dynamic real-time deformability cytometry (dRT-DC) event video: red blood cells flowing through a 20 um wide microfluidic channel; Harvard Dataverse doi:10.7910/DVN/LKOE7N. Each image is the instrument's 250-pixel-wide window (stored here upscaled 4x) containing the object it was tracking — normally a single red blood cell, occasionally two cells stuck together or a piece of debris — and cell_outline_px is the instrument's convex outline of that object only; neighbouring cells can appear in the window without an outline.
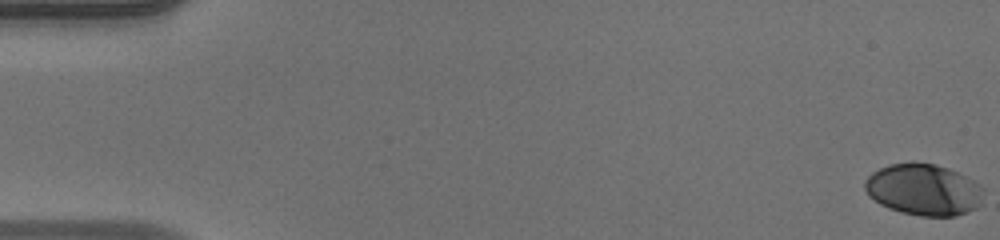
{"species": "human", "species_latin": "Homo sapiens", "temperature_condition": "warm", "stored_images_in_passage": 52, "camera_frame_rate_fps": 3000, "um_per_image_px": 0.085, "donor": {"sex": "male"}, "frame": {"image": 1, "passage_image": 1, "time_ms": 0.0, "image_size_px": [1000, 240], "cell_outline_px": [[984, 188], [980, 204], [976, 208], [968, 212], [956, 216], [920, 216], [900, 212], [888, 208], [880, 204], [868, 196], [864, 188], [864, 180], [872, 172], [888, 164], [936, 164], [948, 168], [980, 184]], "centroid_in_image_um": [78.49, 16.15], "position_along_channel_um": 6.5, "area_um2": 35.49}}
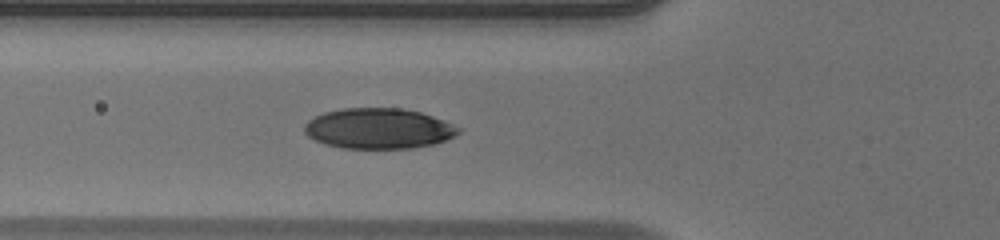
{"frame": {"image": 2, "passage_image": 20, "time_ms": 6.333, "image_size_px": [1000, 240], "cell_outline_px": [[460, 132], [456, 136], [436, 144], [416, 148], [340, 148], [324, 144], [308, 136], [304, 132], [304, 124], [308, 120], [324, 112], [344, 108], [400, 108], [420, 112], [432, 116], [452, 124], [460, 128]], "centroid_in_image_um": [32.18, 10.93], "position_along_channel_um": 93.6, "area_um2": 36.47}}
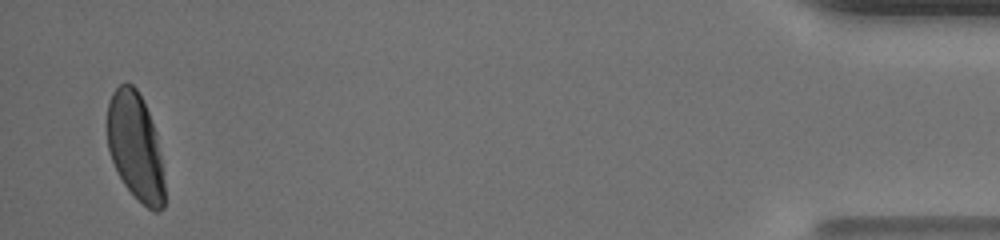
{"frame": {"image": 3, "passage_image": 51, "time_ms": 16.667, "image_size_px": [1000, 240], "cell_outline_px": [[164, 208], [156, 212], [148, 208], [124, 184], [112, 160], [108, 148], [108, 104], [112, 92], [120, 84], [132, 84], [136, 88], [148, 112], [156, 132], [160, 156], [164, 184]], "centroid_in_image_um": [11.51, 12.46], "position_along_channel_um": 423.7, "area_um2": 35.14}, "authors_computed_cell_mechanics": {"area_um2": 36.1828, "velocity_mm_per_s": 4.0059, "shape_relaxation_time_tau1_ms": 3.2042, "shape_relaxation_time_tau2_ms": null, "deformation_change_tau1": 0.1681, "deformation_change_tau2": null}}